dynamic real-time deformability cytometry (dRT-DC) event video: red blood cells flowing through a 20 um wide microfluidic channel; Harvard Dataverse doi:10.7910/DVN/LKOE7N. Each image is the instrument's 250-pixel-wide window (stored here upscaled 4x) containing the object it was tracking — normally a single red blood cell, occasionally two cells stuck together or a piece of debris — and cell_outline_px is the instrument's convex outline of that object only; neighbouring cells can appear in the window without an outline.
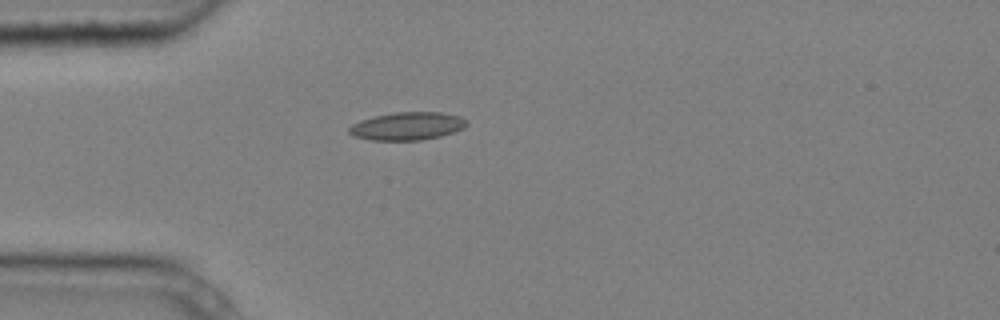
{"species": "common noctule bat (a hibernating species)", "species_latin": "Nyctalus noctula", "temperature_condition": "cold", "stored_images_in_passage": 1, "camera_frame_rate_fps": 3000, "um_per_image_px": 0.085, "animal": {"sex": "male", "body_mass_g": 20.4}, "frame": {"image": 1, "passage_image": 1, "time_ms": 0.0, "image_size_px": [1000, 320], "cell_outline_px": [[468, 124], [464, 128], [456, 132], [440, 136], [420, 140], [372, 140], [356, 136], [348, 132], [348, 128], [352, 124], [360, 120], [376, 116], [396, 112], [440, 112], [460, 116], [468, 120]], "centroid_in_image_um": [34.67, 10.71], "position_along_channel_um": 50.3, "area_um2": 19.13}}